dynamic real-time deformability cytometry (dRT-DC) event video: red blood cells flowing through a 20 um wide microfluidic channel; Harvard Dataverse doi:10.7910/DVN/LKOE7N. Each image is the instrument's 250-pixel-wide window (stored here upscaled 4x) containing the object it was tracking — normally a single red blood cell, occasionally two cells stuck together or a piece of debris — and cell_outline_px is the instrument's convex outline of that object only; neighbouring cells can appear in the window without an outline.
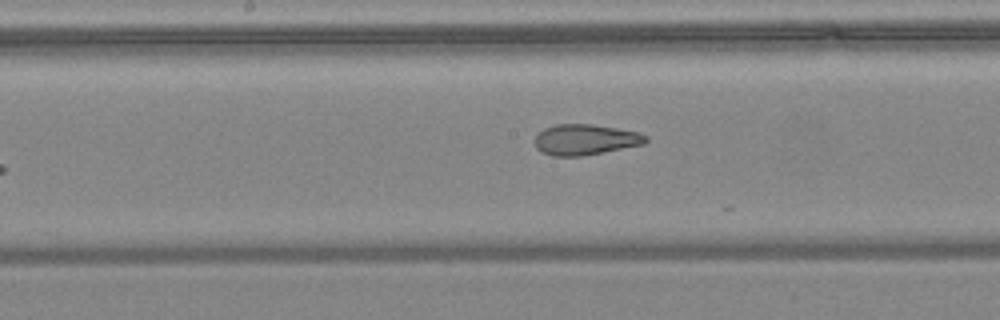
{"species": "common noctule bat (a hibernating species)", "species_latin": "Nyctalus noctula", "temperature_condition": "warm", "stored_images_in_passage": 9, "camera_frame_rate_fps": 3000, "um_per_image_px": 0.085, "animal": {"sex": "female", "body_mass_g": 24.6, "forearm_length_mm": 56.2}, "frame": {"image": 1, "passage_image": 9, "time_ms": 10.333, "image_size_px": [1000, 320], "cell_outline_px": [[648, 140], [644, 144], [580, 156], [552, 156], [540, 152], [536, 148], [536, 136], [544, 128], [556, 124], [592, 124], [616, 128], [636, 132], [648, 136]], "centroid_in_image_um": [49.73, 11.87], "position_along_channel_um": 198.5, "area_um2": 19.65}}